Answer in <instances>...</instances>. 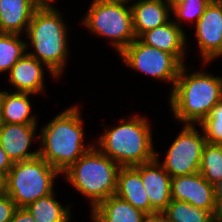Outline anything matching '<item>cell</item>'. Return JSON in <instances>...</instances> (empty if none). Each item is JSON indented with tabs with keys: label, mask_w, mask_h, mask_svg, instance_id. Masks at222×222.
I'll list each match as a JSON object with an SVG mask.
<instances>
[{
	"label": "cell",
	"mask_w": 222,
	"mask_h": 222,
	"mask_svg": "<svg viewBox=\"0 0 222 222\" xmlns=\"http://www.w3.org/2000/svg\"><path fill=\"white\" fill-rule=\"evenodd\" d=\"M56 194L54 191L25 207L36 222H70L73 219L70 205L62 206L58 200H55Z\"/></svg>",
	"instance_id": "21"
},
{
	"label": "cell",
	"mask_w": 222,
	"mask_h": 222,
	"mask_svg": "<svg viewBox=\"0 0 222 222\" xmlns=\"http://www.w3.org/2000/svg\"><path fill=\"white\" fill-rule=\"evenodd\" d=\"M119 57L131 70L140 71L157 81L172 83L171 90L182 67L172 54L144 44L139 38L126 47Z\"/></svg>",
	"instance_id": "9"
},
{
	"label": "cell",
	"mask_w": 222,
	"mask_h": 222,
	"mask_svg": "<svg viewBox=\"0 0 222 222\" xmlns=\"http://www.w3.org/2000/svg\"><path fill=\"white\" fill-rule=\"evenodd\" d=\"M182 65L178 78L169 94L174 120L184 124L198 125L222 99V76L201 71H191Z\"/></svg>",
	"instance_id": "2"
},
{
	"label": "cell",
	"mask_w": 222,
	"mask_h": 222,
	"mask_svg": "<svg viewBox=\"0 0 222 222\" xmlns=\"http://www.w3.org/2000/svg\"><path fill=\"white\" fill-rule=\"evenodd\" d=\"M53 4H41L25 34L27 53L45 64L58 78L69 58L68 26ZM32 46L34 51H29Z\"/></svg>",
	"instance_id": "4"
},
{
	"label": "cell",
	"mask_w": 222,
	"mask_h": 222,
	"mask_svg": "<svg viewBox=\"0 0 222 222\" xmlns=\"http://www.w3.org/2000/svg\"><path fill=\"white\" fill-rule=\"evenodd\" d=\"M2 90L0 91V108H1Z\"/></svg>",
	"instance_id": "37"
},
{
	"label": "cell",
	"mask_w": 222,
	"mask_h": 222,
	"mask_svg": "<svg viewBox=\"0 0 222 222\" xmlns=\"http://www.w3.org/2000/svg\"><path fill=\"white\" fill-rule=\"evenodd\" d=\"M145 215L116 195L103 200L90 212L92 222H143Z\"/></svg>",
	"instance_id": "20"
},
{
	"label": "cell",
	"mask_w": 222,
	"mask_h": 222,
	"mask_svg": "<svg viewBox=\"0 0 222 222\" xmlns=\"http://www.w3.org/2000/svg\"><path fill=\"white\" fill-rule=\"evenodd\" d=\"M81 18L82 25L94 36L110 39V45L118 55L136 39L130 5L92 0Z\"/></svg>",
	"instance_id": "7"
},
{
	"label": "cell",
	"mask_w": 222,
	"mask_h": 222,
	"mask_svg": "<svg viewBox=\"0 0 222 222\" xmlns=\"http://www.w3.org/2000/svg\"><path fill=\"white\" fill-rule=\"evenodd\" d=\"M106 1L117 2V3H124V4H129V5L133 4V0H106Z\"/></svg>",
	"instance_id": "34"
},
{
	"label": "cell",
	"mask_w": 222,
	"mask_h": 222,
	"mask_svg": "<svg viewBox=\"0 0 222 222\" xmlns=\"http://www.w3.org/2000/svg\"><path fill=\"white\" fill-rule=\"evenodd\" d=\"M203 66L222 57V0H212L194 25Z\"/></svg>",
	"instance_id": "10"
},
{
	"label": "cell",
	"mask_w": 222,
	"mask_h": 222,
	"mask_svg": "<svg viewBox=\"0 0 222 222\" xmlns=\"http://www.w3.org/2000/svg\"><path fill=\"white\" fill-rule=\"evenodd\" d=\"M40 4H55L57 0H37Z\"/></svg>",
	"instance_id": "35"
},
{
	"label": "cell",
	"mask_w": 222,
	"mask_h": 222,
	"mask_svg": "<svg viewBox=\"0 0 222 222\" xmlns=\"http://www.w3.org/2000/svg\"><path fill=\"white\" fill-rule=\"evenodd\" d=\"M10 222H36L25 207H17Z\"/></svg>",
	"instance_id": "28"
},
{
	"label": "cell",
	"mask_w": 222,
	"mask_h": 222,
	"mask_svg": "<svg viewBox=\"0 0 222 222\" xmlns=\"http://www.w3.org/2000/svg\"><path fill=\"white\" fill-rule=\"evenodd\" d=\"M20 34L0 33V73H9L11 67L27 52L26 41Z\"/></svg>",
	"instance_id": "22"
},
{
	"label": "cell",
	"mask_w": 222,
	"mask_h": 222,
	"mask_svg": "<svg viewBox=\"0 0 222 222\" xmlns=\"http://www.w3.org/2000/svg\"><path fill=\"white\" fill-rule=\"evenodd\" d=\"M214 222H222V216L217 217Z\"/></svg>",
	"instance_id": "36"
},
{
	"label": "cell",
	"mask_w": 222,
	"mask_h": 222,
	"mask_svg": "<svg viewBox=\"0 0 222 222\" xmlns=\"http://www.w3.org/2000/svg\"><path fill=\"white\" fill-rule=\"evenodd\" d=\"M186 0H166V2L169 4L171 10L178 4L184 2Z\"/></svg>",
	"instance_id": "33"
},
{
	"label": "cell",
	"mask_w": 222,
	"mask_h": 222,
	"mask_svg": "<svg viewBox=\"0 0 222 222\" xmlns=\"http://www.w3.org/2000/svg\"><path fill=\"white\" fill-rule=\"evenodd\" d=\"M115 195L134 208L150 213V201L143 186L141 174L133 167H121L118 172Z\"/></svg>",
	"instance_id": "18"
},
{
	"label": "cell",
	"mask_w": 222,
	"mask_h": 222,
	"mask_svg": "<svg viewBox=\"0 0 222 222\" xmlns=\"http://www.w3.org/2000/svg\"><path fill=\"white\" fill-rule=\"evenodd\" d=\"M143 222H169L164 212L148 213L144 216Z\"/></svg>",
	"instance_id": "31"
},
{
	"label": "cell",
	"mask_w": 222,
	"mask_h": 222,
	"mask_svg": "<svg viewBox=\"0 0 222 222\" xmlns=\"http://www.w3.org/2000/svg\"><path fill=\"white\" fill-rule=\"evenodd\" d=\"M212 0H186L176 5L171 10V15L176 18L173 21L183 29L184 23L188 22L194 25L198 22L206 7ZM193 21V22H192ZM184 22V23H183Z\"/></svg>",
	"instance_id": "25"
},
{
	"label": "cell",
	"mask_w": 222,
	"mask_h": 222,
	"mask_svg": "<svg viewBox=\"0 0 222 222\" xmlns=\"http://www.w3.org/2000/svg\"><path fill=\"white\" fill-rule=\"evenodd\" d=\"M199 173L212 185L222 179V145L205 144Z\"/></svg>",
	"instance_id": "24"
},
{
	"label": "cell",
	"mask_w": 222,
	"mask_h": 222,
	"mask_svg": "<svg viewBox=\"0 0 222 222\" xmlns=\"http://www.w3.org/2000/svg\"><path fill=\"white\" fill-rule=\"evenodd\" d=\"M133 3L130 7L136 38L149 30L164 25L172 17L171 8L166 0H137Z\"/></svg>",
	"instance_id": "17"
},
{
	"label": "cell",
	"mask_w": 222,
	"mask_h": 222,
	"mask_svg": "<svg viewBox=\"0 0 222 222\" xmlns=\"http://www.w3.org/2000/svg\"><path fill=\"white\" fill-rule=\"evenodd\" d=\"M198 125L203 130L207 143L222 145V99Z\"/></svg>",
	"instance_id": "26"
},
{
	"label": "cell",
	"mask_w": 222,
	"mask_h": 222,
	"mask_svg": "<svg viewBox=\"0 0 222 222\" xmlns=\"http://www.w3.org/2000/svg\"><path fill=\"white\" fill-rule=\"evenodd\" d=\"M37 0H0V33L26 34Z\"/></svg>",
	"instance_id": "16"
},
{
	"label": "cell",
	"mask_w": 222,
	"mask_h": 222,
	"mask_svg": "<svg viewBox=\"0 0 222 222\" xmlns=\"http://www.w3.org/2000/svg\"><path fill=\"white\" fill-rule=\"evenodd\" d=\"M215 206L217 213L222 216V179L214 184Z\"/></svg>",
	"instance_id": "30"
},
{
	"label": "cell",
	"mask_w": 222,
	"mask_h": 222,
	"mask_svg": "<svg viewBox=\"0 0 222 222\" xmlns=\"http://www.w3.org/2000/svg\"><path fill=\"white\" fill-rule=\"evenodd\" d=\"M139 39L144 44L172 54L184 65L185 54H187L188 49V39L185 30L181 29L172 19L164 25L143 33Z\"/></svg>",
	"instance_id": "15"
},
{
	"label": "cell",
	"mask_w": 222,
	"mask_h": 222,
	"mask_svg": "<svg viewBox=\"0 0 222 222\" xmlns=\"http://www.w3.org/2000/svg\"><path fill=\"white\" fill-rule=\"evenodd\" d=\"M120 168L119 164L94 145L60 176L89 200L92 210L103 200L115 195Z\"/></svg>",
	"instance_id": "5"
},
{
	"label": "cell",
	"mask_w": 222,
	"mask_h": 222,
	"mask_svg": "<svg viewBox=\"0 0 222 222\" xmlns=\"http://www.w3.org/2000/svg\"><path fill=\"white\" fill-rule=\"evenodd\" d=\"M171 199L210 211L216 218L214 185L199 172L171 178Z\"/></svg>",
	"instance_id": "11"
},
{
	"label": "cell",
	"mask_w": 222,
	"mask_h": 222,
	"mask_svg": "<svg viewBox=\"0 0 222 222\" xmlns=\"http://www.w3.org/2000/svg\"><path fill=\"white\" fill-rule=\"evenodd\" d=\"M54 79H59L45 64L27 52L11 67L8 81L13 92L31 93L34 95L45 92V71Z\"/></svg>",
	"instance_id": "14"
},
{
	"label": "cell",
	"mask_w": 222,
	"mask_h": 222,
	"mask_svg": "<svg viewBox=\"0 0 222 222\" xmlns=\"http://www.w3.org/2000/svg\"><path fill=\"white\" fill-rule=\"evenodd\" d=\"M79 105L59 112L39 131V156L61 174L75 163L94 143H85L84 125Z\"/></svg>",
	"instance_id": "1"
},
{
	"label": "cell",
	"mask_w": 222,
	"mask_h": 222,
	"mask_svg": "<svg viewBox=\"0 0 222 222\" xmlns=\"http://www.w3.org/2000/svg\"><path fill=\"white\" fill-rule=\"evenodd\" d=\"M132 114L106 129L95 140V146L121 167L136 166L155 158L152 127L147 117Z\"/></svg>",
	"instance_id": "3"
},
{
	"label": "cell",
	"mask_w": 222,
	"mask_h": 222,
	"mask_svg": "<svg viewBox=\"0 0 222 222\" xmlns=\"http://www.w3.org/2000/svg\"><path fill=\"white\" fill-rule=\"evenodd\" d=\"M37 126L38 124L0 123V145L12 163L39 156V149L30 151L32 142L39 141Z\"/></svg>",
	"instance_id": "12"
},
{
	"label": "cell",
	"mask_w": 222,
	"mask_h": 222,
	"mask_svg": "<svg viewBox=\"0 0 222 222\" xmlns=\"http://www.w3.org/2000/svg\"><path fill=\"white\" fill-rule=\"evenodd\" d=\"M8 91H2L0 123L38 124L36 114L31 113L33 106L29 99L34 94Z\"/></svg>",
	"instance_id": "19"
},
{
	"label": "cell",
	"mask_w": 222,
	"mask_h": 222,
	"mask_svg": "<svg viewBox=\"0 0 222 222\" xmlns=\"http://www.w3.org/2000/svg\"><path fill=\"white\" fill-rule=\"evenodd\" d=\"M182 126L184 127L166 150L163 162L160 161L159 152L155 151V158L171 178L199 172L203 149L207 143L203 130L199 132L197 125Z\"/></svg>",
	"instance_id": "8"
},
{
	"label": "cell",
	"mask_w": 222,
	"mask_h": 222,
	"mask_svg": "<svg viewBox=\"0 0 222 222\" xmlns=\"http://www.w3.org/2000/svg\"><path fill=\"white\" fill-rule=\"evenodd\" d=\"M140 174L150 201V213L163 212L171 202V176L154 158L133 166Z\"/></svg>",
	"instance_id": "13"
},
{
	"label": "cell",
	"mask_w": 222,
	"mask_h": 222,
	"mask_svg": "<svg viewBox=\"0 0 222 222\" xmlns=\"http://www.w3.org/2000/svg\"><path fill=\"white\" fill-rule=\"evenodd\" d=\"M61 173L42 157L15 162L6 177V193L16 207H26L54 192V181Z\"/></svg>",
	"instance_id": "6"
},
{
	"label": "cell",
	"mask_w": 222,
	"mask_h": 222,
	"mask_svg": "<svg viewBox=\"0 0 222 222\" xmlns=\"http://www.w3.org/2000/svg\"><path fill=\"white\" fill-rule=\"evenodd\" d=\"M16 208L15 202L7 193L0 195V222H10Z\"/></svg>",
	"instance_id": "27"
},
{
	"label": "cell",
	"mask_w": 222,
	"mask_h": 222,
	"mask_svg": "<svg viewBox=\"0 0 222 222\" xmlns=\"http://www.w3.org/2000/svg\"><path fill=\"white\" fill-rule=\"evenodd\" d=\"M163 212L169 222H214L216 220L210 211L177 200H171Z\"/></svg>",
	"instance_id": "23"
},
{
	"label": "cell",
	"mask_w": 222,
	"mask_h": 222,
	"mask_svg": "<svg viewBox=\"0 0 222 222\" xmlns=\"http://www.w3.org/2000/svg\"><path fill=\"white\" fill-rule=\"evenodd\" d=\"M12 161L7 157L6 152L0 145V173L7 177L9 170L12 167Z\"/></svg>",
	"instance_id": "29"
},
{
	"label": "cell",
	"mask_w": 222,
	"mask_h": 222,
	"mask_svg": "<svg viewBox=\"0 0 222 222\" xmlns=\"http://www.w3.org/2000/svg\"><path fill=\"white\" fill-rule=\"evenodd\" d=\"M6 194V176L0 173V195Z\"/></svg>",
	"instance_id": "32"
}]
</instances>
